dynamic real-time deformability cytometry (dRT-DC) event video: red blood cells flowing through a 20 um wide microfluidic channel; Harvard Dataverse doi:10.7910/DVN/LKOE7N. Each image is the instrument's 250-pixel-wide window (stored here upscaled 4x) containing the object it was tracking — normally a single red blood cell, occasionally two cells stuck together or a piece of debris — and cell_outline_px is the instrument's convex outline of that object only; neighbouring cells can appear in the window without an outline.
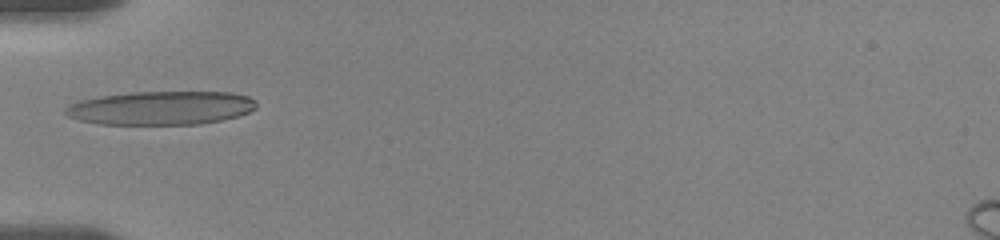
{"species": "human", "species_latin": "Homo sapiens", "temperature_condition": "room temperature", "stored_images_in_passage": 13, "camera_frame_rate_fps": 3000, "um_per_image_px": 0.085, "donor": {"sex": "female"}, "frame": {"image": 1, "passage_image": 5, "time_ms": 3.667, "image_size_px": [1000, 240], "cell_outline_px": [[256, 108], [248, 112], [236, 116], [220, 120], [200, 124], [100, 124], [80, 120], [64, 116], [64, 108], [68, 104], [80, 100], [100, 96], [132, 92], [232, 92], [248, 96], [256, 100]], "centroid_in_image_um": [13.64, 9.17], "position_along_channel_um": 71.4, "area_um2": 37.57}}
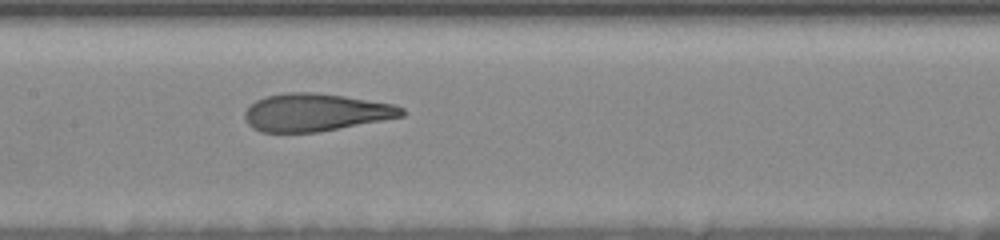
{"frame": {"image": 2, "passage_image": 8, "time_ms": 6.667, "image_size_px": [1000, 240], "cell_outline_px": [[404, 116], [320, 132], [260, 132], [252, 128], [248, 124], [244, 116], [244, 112], [256, 100], [264, 96], [288, 92], [312, 92], [344, 96], [392, 104], [404, 108]], "centroid_in_image_um": [26.8, 9.56], "position_along_channel_um": 180.6, "area_um2": 34.39}}
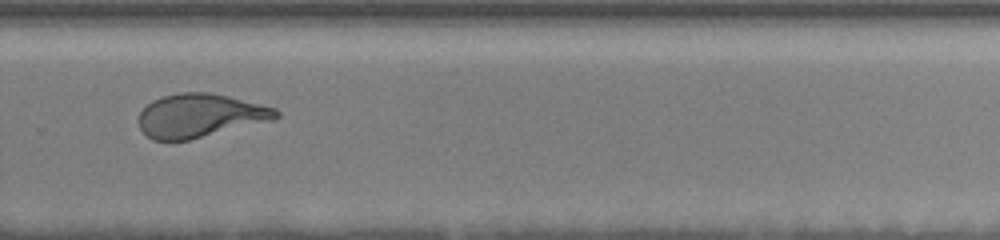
{"frame": {"image": 3, "passage_image": 12, "time_ms": 10.333, "image_size_px": [1000, 240], "cell_outline_px": [[280, 116], [276, 120], [188, 140], [152, 140], [140, 128], [136, 120], [140, 112], [152, 100], [164, 96], [180, 92], [212, 92], [276, 108], [280, 112]], "centroid_in_image_um": [17.02, 9.82], "position_along_channel_um": 312.8, "area_um2": 35.08}}